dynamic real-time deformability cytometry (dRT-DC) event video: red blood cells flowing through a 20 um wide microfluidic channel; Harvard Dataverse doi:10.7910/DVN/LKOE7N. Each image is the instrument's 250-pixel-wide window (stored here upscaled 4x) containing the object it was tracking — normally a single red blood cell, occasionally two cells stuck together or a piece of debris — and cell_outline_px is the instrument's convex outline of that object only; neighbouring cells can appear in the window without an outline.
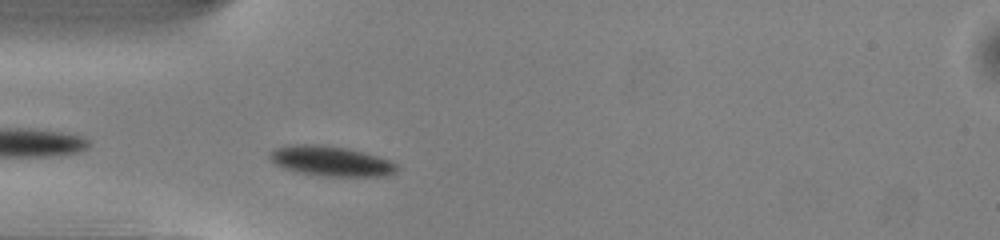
{"species": "common noctule bat (a hibernating species)", "species_latin": "Nyctalus noctula", "temperature_condition": "warm", "stored_images_in_passage": 29, "camera_frame_rate_fps": 3000, "um_per_image_px": 0.085, "animal": {"sex": "male", "body_mass_g": 13.0, "forearm_length_mm": 53.1}, "frame": {"image": 1, "passage_image": 2, "time_ms": 0.333, "image_size_px": [1000, 240], "cell_outline_px": [[400, 168], [396, 172], [384, 176], [328, 176], [296, 172], [284, 168], [276, 164], [268, 156], [268, 152], [272, 148], [288, 144], [320, 144], [348, 148], [376, 156], [388, 160], [396, 164]], "centroid_in_image_um": [28.08, 13.68], "position_along_channel_um": 56.9, "area_um2": 22.37}}
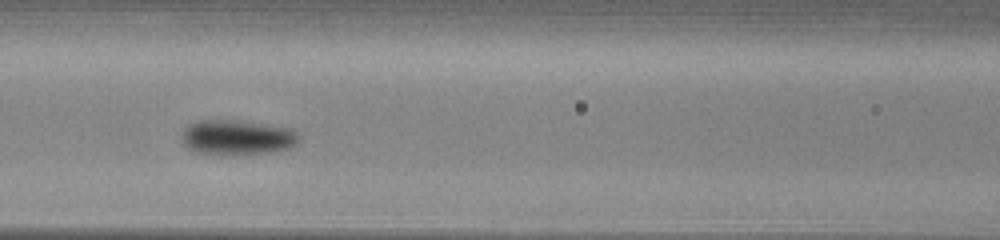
{"frame": {"image": 2, "passage_image": 9, "time_ms": 2.667, "image_size_px": [1000, 240], "cell_outline_px": [[300, 140], [288, 148], [272, 152], [196, 152], [188, 148], [184, 144], [184, 128], [188, 124], [200, 120], [236, 120], [292, 128], [300, 136]], "centroid_in_image_um": [20.2, 11.63], "position_along_channel_um": 146.4, "area_um2": 22.95}}
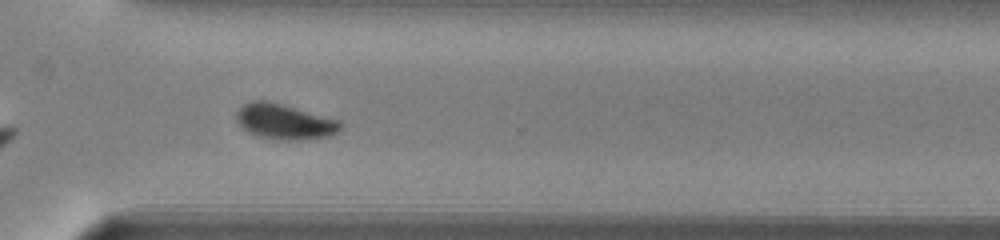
{"frame": {"image": 3, "passage_image": 24, "time_ms": 7.667, "image_size_px": [1000, 240], "cell_outline_px": [[344, 124], [336, 132], [328, 136], [288, 140], [280, 140], [256, 136], [248, 132], [236, 120], [236, 112], [244, 104], [252, 100], [268, 100], [340, 120]], "centroid_in_image_um": [24.16, 10.32], "position_along_channel_um": 346.4, "area_um2": 21.27}, "authors_computed_cell_mechanics": {"area_um2": 22.3108, "velocity_mm_per_s": 3.9923, "shape_relaxation_time_tau1_ms": 2.0481, "shape_relaxation_time_tau2_ms": null, "deformation_change_tau1": 0.0979, "deformation_change_tau2": null}}